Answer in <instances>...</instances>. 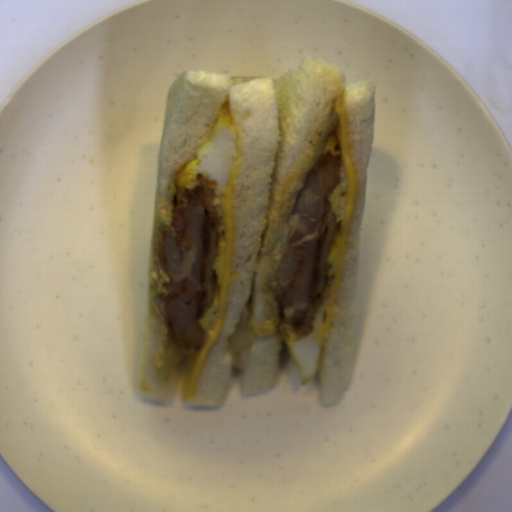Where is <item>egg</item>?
<instances>
[{"instance_id":"3","label":"egg","mask_w":512,"mask_h":512,"mask_svg":"<svg viewBox=\"0 0 512 512\" xmlns=\"http://www.w3.org/2000/svg\"><path fill=\"white\" fill-rule=\"evenodd\" d=\"M220 313V302L218 293L214 294L212 304L209 309L202 314L201 317L197 318L203 332L208 331L210 323L215 322L219 317Z\"/></svg>"},{"instance_id":"1","label":"egg","mask_w":512,"mask_h":512,"mask_svg":"<svg viewBox=\"0 0 512 512\" xmlns=\"http://www.w3.org/2000/svg\"><path fill=\"white\" fill-rule=\"evenodd\" d=\"M239 129L233 119L230 100L222 104L212 128L191 160L176 172L174 182L177 189L193 191L202 184L198 174L214 178L215 192L228 184L234 162L242 151Z\"/></svg>"},{"instance_id":"4","label":"egg","mask_w":512,"mask_h":512,"mask_svg":"<svg viewBox=\"0 0 512 512\" xmlns=\"http://www.w3.org/2000/svg\"><path fill=\"white\" fill-rule=\"evenodd\" d=\"M225 247H226V240L225 238H220L219 244H218V254L214 257L213 261V267L212 269H215L217 273V285L220 287L223 286V274H224V267H225Z\"/></svg>"},{"instance_id":"2","label":"egg","mask_w":512,"mask_h":512,"mask_svg":"<svg viewBox=\"0 0 512 512\" xmlns=\"http://www.w3.org/2000/svg\"><path fill=\"white\" fill-rule=\"evenodd\" d=\"M338 178L339 183L327 196V200L330 202V212L334 214L336 224H338V230L327 260V262L332 263V268L327 275L329 278L332 277L330 280H327L329 288L327 289L322 306L315 314L316 318L312 323L313 330L305 337L299 338L296 331H290L287 329L288 340L285 339L289 346L290 354L298 368L301 386L305 387L321 367L325 344L322 338L316 337V333L318 327L325 321L326 308L330 301L342 243L340 224L341 220L345 216L348 184L344 164L341 158L339 161Z\"/></svg>"},{"instance_id":"5","label":"egg","mask_w":512,"mask_h":512,"mask_svg":"<svg viewBox=\"0 0 512 512\" xmlns=\"http://www.w3.org/2000/svg\"><path fill=\"white\" fill-rule=\"evenodd\" d=\"M219 203H220V198H214L212 205H217L218 206Z\"/></svg>"}]
</instances>
